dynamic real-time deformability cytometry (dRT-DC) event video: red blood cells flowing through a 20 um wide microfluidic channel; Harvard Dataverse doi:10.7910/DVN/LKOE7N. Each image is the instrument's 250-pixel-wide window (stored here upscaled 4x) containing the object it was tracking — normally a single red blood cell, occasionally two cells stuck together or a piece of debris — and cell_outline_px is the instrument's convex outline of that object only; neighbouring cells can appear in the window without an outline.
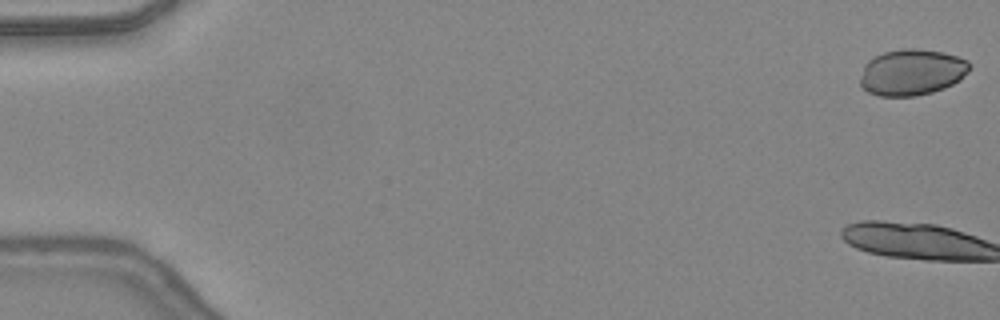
{"species": "common noctule bat (a hibernating species)", "species_latin": "Nyctalus noctula", "temperature_condition": "warm", "stored_images_in_passage": 11, "camera_frame_rate_fps": 3000, "um_per_image_px": 0.085, "animal": {"sex": "female", "body_mass_g": 24.6, "forearm_length_mm": 56.2}, "frame": {"image": 1, "passage_image": 1, "time_ms": 0.0, "image_size_px": [1000, 320], "cell_outline_px": [[972, 64], [968, 72], [960, 80], [944, 88], [932, 92], [916, 96], [880, 96], [868, 92], [860, 84], [860, 80], [864, 64], [868, 60], [884, 52], [904, 48], [916, 48], [944, 52], [968, 60]], "centroid_in_image_um": [77.52, 6.13], "position_along_channel_um": 7.5, "area_um2": 29.59}}